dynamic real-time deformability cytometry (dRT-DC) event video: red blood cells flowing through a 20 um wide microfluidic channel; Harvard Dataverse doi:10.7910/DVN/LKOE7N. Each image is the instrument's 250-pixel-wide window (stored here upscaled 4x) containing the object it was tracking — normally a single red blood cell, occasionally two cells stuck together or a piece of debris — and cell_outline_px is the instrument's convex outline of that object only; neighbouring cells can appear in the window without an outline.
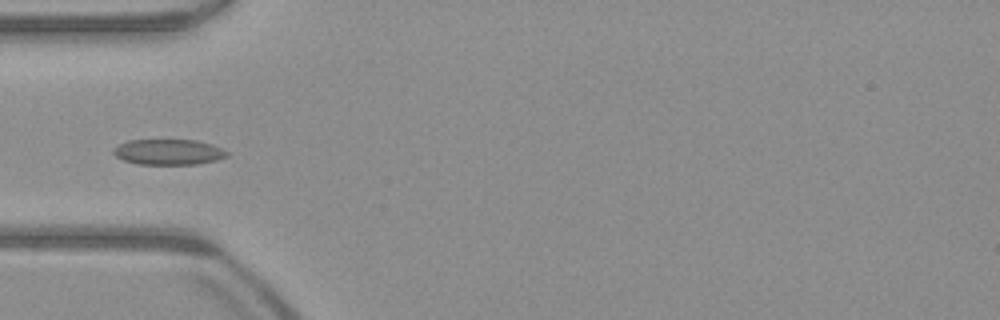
{"species": "common noctule bat (a hibernating species)", "species_latin": "Nyctalus noctula", "temperature_condition": "warm", "stored_images_in_passage": 53, "camera_frame_rate_fps": 3000, "um_per_image_px": 0.085, "animal": {"sex": "male", "body_mass_g": 23.1, "forearm_length_mm": 52.7}, "frame": {"image": 1, "passage_image": 17, "time_ms": 5.333, "image_size_px": [1000, 320], "cell_outline_px": [[228, 156], [216, 160], [196, 164], [140, 164], [124, 160], [116, 156], [112, 152], [112, 148], [128, 140], [196, 140], [212, 144], [228, 152]], "centroid_in_image_um": [14.31, 12.91], "position_along_channel_um": 70.7, "area_um2": 16.82}}
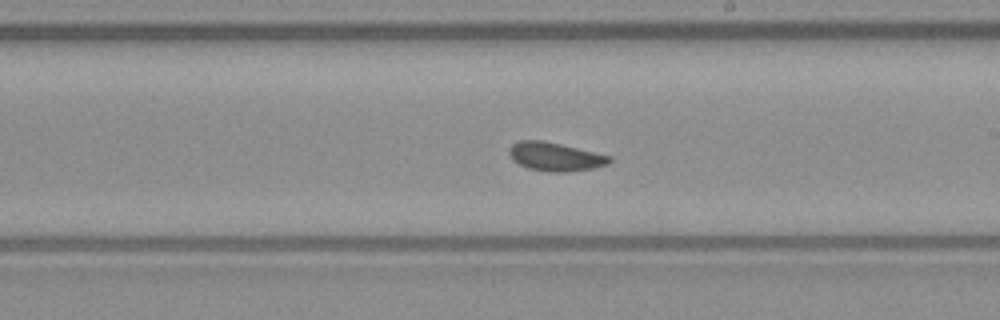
{"frame": {"image": 2, "passage_image": 30, "time_ms": 9.667, "image_size_px": [1000, 320], "cell_outline_px": [[612, 160], [608, 164], [592, 168], [568, 172], [548, 172], [528, 168], [512, 160], [508, 152], [508, 148], [512, 144], [520, 140], [544, 140], [612, 156]], "centroid_in_image_um": [47.18, 13.31], "position_along_channel_um": 241.8, "area_um2": 16.82}}
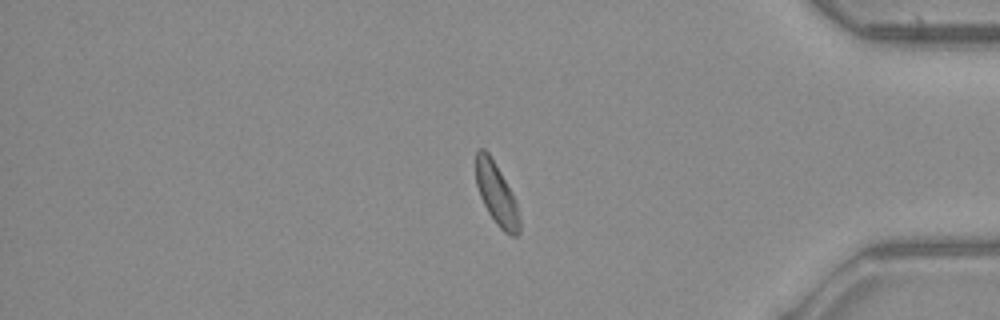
{"frame": {"image": 3, "passage_image": 44, "time_ms": 14.333, "image_size_px": [1000, 320], "cell_outline_px": [[520, 232], [516, 236], [512, 236], [504, 232], [496, 224], [488, 212], [480, 196], [476, 184], [476, 152], [480, 148], [484, 148], [488, 152], [500, 172], [516, 204], [520, 220]], "centroid_in_image_um": [42.18, 16.52], "position_along_channel_um": 393.0, "area_um2": 15.32}, "authors_computed_cell_mechanics": {"area_um2": 16.6464, "velocity_mm_per_s": 3.9357, "shape_relaxation_time_tau1_ms": 6.8755, "shape_relaxation_time_tau2_ms": 3.9974, "deformation_change_tau1": 0.1222, "deformation_change_tau2": 0.1073}}